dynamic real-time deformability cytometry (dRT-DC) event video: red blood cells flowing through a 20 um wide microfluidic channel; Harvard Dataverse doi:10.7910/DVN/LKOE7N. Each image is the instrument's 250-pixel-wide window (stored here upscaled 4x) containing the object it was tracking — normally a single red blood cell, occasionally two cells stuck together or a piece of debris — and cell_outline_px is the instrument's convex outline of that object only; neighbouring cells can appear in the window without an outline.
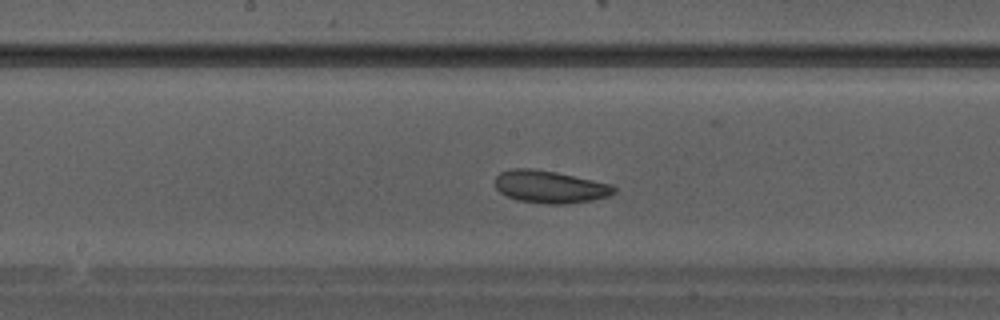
{"species": "Egyptian fruit bat (a non-hibernating species)", "species_latin": "Rousettus aegyptiacus", "temperature_condition": "warm", "stored_images_in_passage": 31, "camera_frame_rate_fps": 3000, "um_per_image_px": 0.085, "animal": {"sex": "male"}, "frame": {"image": 1, "passage_image": 14, "time_ms": 4.333, "image_size_px": [1000, 320], "cell_outline_px": [[616, 192], [608, 196], [592, 200], [568, 204], [544, 204], [516, 200], [500, 192], [496, 188], [496, 176], [500, 172], [512, 168], [532, 168], [556, 172], [612, 184], [616, 188]], "centroid_in_image_um": [46.75, 15.88], "position_along_channel_um": 201.5, "area_um2": 22.6}}